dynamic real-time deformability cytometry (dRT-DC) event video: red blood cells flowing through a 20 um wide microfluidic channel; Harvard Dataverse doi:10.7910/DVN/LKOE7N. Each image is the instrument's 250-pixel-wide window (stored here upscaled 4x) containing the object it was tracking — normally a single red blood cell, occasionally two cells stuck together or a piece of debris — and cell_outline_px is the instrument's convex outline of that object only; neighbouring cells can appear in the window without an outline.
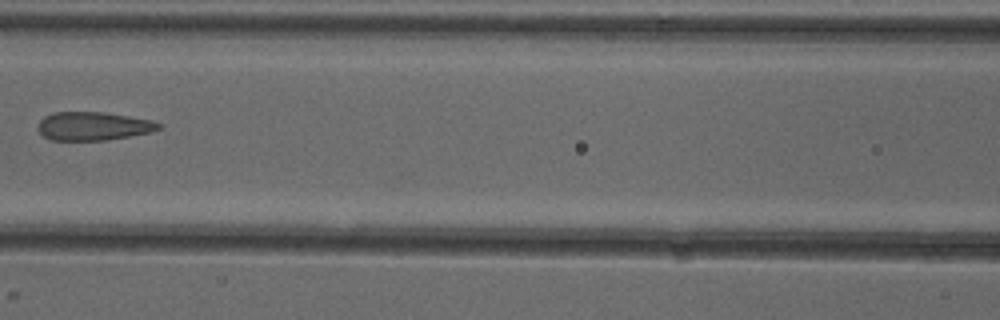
{"species": "common noctule bat (a hibernating species)", "species_latin": "Nyctalus noctula", "temperature_condition": "cold", "stored_images_in_passage": 7, "camera_frame_rate_fps": 3000, "um_per_image_px": 0.085, "animal": {"sex": "female"}, "frame": {"image": 1, "passage_image": 7, "time_ms": 7.0, "image_size_px": [1000, 320], "cell_outline_px": [[160, 128], [152, 132], [108, 140], [52, 140], [44, 136], [36, 128], [36, 124], [44, 116], [52, 112], [104, 112], [152, 120], [160, 124]], "centroid_in_image_um": [7.89, 10.72], "position_along_channel_um": 158.7, "area_um2": 20.11}}